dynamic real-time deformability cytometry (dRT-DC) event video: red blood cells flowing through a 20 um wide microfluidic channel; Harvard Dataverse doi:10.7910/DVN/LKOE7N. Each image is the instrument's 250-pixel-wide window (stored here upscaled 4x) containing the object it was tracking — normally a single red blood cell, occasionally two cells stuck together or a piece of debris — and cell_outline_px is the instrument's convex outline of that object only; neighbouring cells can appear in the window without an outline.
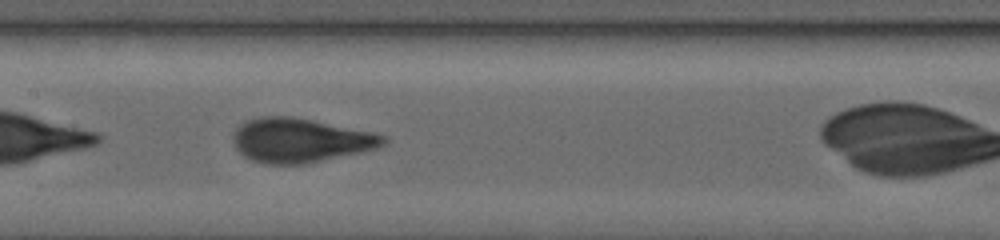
{"species": "human", "species_latin": "Homo sapiens", "temperature_condition": "warm", "stored_images_in_passage": 38, "camera_frame_rate_fps": 3000, "um_per_image_px": 0.085, "donor": {"sex": "female"}, "frame": {"image": 1, "passage_image": 37, "time_ms": 9.333, "image_size_px": [1000, 240], "cell_outline_px": [[388, 140], [384, 144], [376, 148], [360, 152], [304, 164], [264, 164], [252, 160], [244, 156], [236, 148], [236, 128], [248, 120], [264, 116], [284, 116], [308, 120], [368, 132], [384, 136]], "centroid_in_image_um": [25.5, 11.95], "position_along_channel_um": 181.9, "area_um2": 37.45}}